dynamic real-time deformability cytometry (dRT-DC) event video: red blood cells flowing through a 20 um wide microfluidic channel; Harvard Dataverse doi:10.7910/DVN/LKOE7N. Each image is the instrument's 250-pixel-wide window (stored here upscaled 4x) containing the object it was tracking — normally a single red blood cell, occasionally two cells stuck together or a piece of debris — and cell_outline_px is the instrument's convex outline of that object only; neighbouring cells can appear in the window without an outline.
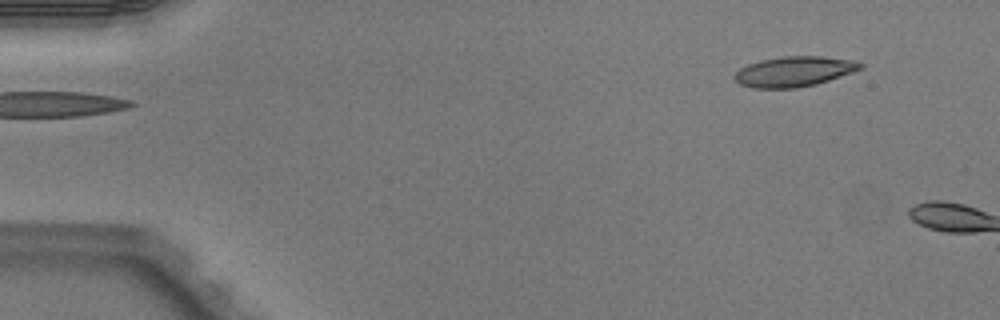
{"species": "Egyptian fruit bat (a non-hibernating species)", "species_latin": "Rousettus aegyptiacus", "temperature_condition": "warm", "stored_images_in_passage": 3, "segment_of_instrument_passage": [2, 2], "camera_frame_rate_fps": 3000, "um_per_image_px": 0.085, "animal": {"sex": "male"}, "frame": {"image": 1, "passage_image": 3, "time_ms": 0.667, "image_size_px": [1000, 320], "cell_outline_px": [[864, 68], [816, 84], [796, 88], [752, 88], [740, 84], [736, 80], [736, 72], [740, 68], [748, 64], [760, 60], [780, 56], [820, 56], [856, 60], [864, 64]], "centroid_in_image_um": [67.53, 6.07], "position_along_channel_um": 17.5, "area_um2": 22.14}}